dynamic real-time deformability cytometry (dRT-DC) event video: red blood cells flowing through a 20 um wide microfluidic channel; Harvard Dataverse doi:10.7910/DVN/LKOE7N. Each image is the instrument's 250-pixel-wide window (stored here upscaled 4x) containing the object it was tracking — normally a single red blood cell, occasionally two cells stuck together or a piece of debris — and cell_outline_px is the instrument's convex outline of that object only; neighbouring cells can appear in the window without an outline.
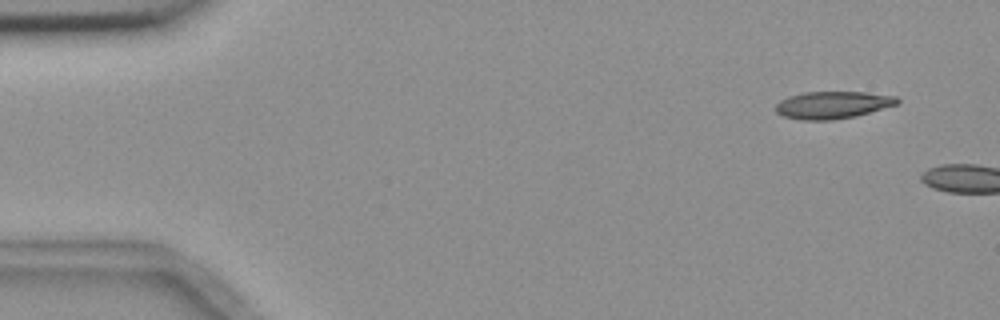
{"species": "common noctule bat (a hibernating species)", "species_latin": "Nyctalus noctula", "temperature_condition": "room temperature", "stored_images_in_passage": 2, "camera_frame_rate_fps": 3000, "um_per_image_px": 0.085, "animal": {"sex": "female", "body_mass_g": 18.4}, "frame": {"image": 1, "passage_image": 1, "time_ms": 0.0, "image_size_px": [1000, 320], "cell_outline_px": [[900, 100], [896, 104], [856, 116], [832, 120], [804, 120], [784, 116], [776, 112], [776, 104], [780, 100], [788, 96], [804, 92], [864, 92], [896, 96]], "centroid_in_image_um": [70.75, 8.91], "position_along_channel_um": 14.2, "area_um2": 19.19}}